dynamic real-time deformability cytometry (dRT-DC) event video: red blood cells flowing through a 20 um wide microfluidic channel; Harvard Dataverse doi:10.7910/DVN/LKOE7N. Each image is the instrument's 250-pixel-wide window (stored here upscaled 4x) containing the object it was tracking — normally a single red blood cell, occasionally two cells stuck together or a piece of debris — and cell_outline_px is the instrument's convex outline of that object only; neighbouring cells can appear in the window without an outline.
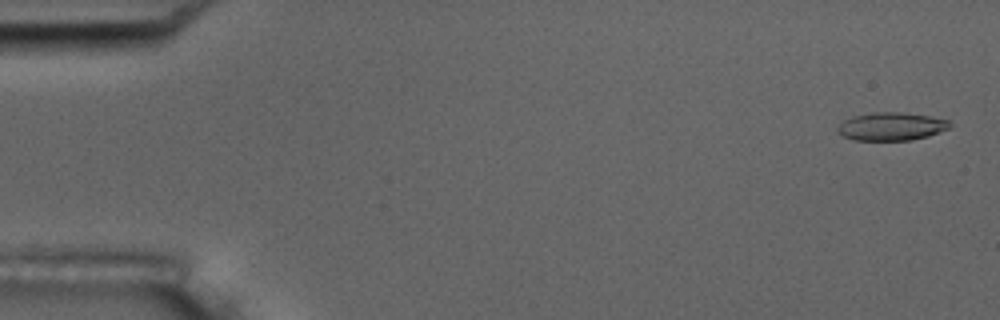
{"species": "common noctule bat (a hibernating species)", "species_latin": "Nyctalus noctula", "temperature_condition": "room temperature", "stored_images_in_passage": 5, "camera_frame_rate_fps": 3000, "um_per_image_px": 0.085, "animal": {"sex": "male", "body_mass_g": 17.5, "forearm_length_mm": 52.3}, "frame": {"image": 1, "passage_image": 1, "time_ms": 0.0, "image_size_px": [1000, 320], "cell_outline_px": [[952, 128], [928, 136], [912, 140], [852, 140], [836, 132], [836, 128], [844, 120], [852, 116], [872, 112], [900, 112], [932, 116], [948, 120], [952, 124]], "centroid_in_image_um": [75.78, 10.74], "position_along_channel_um": 9.2, "area_um2": 18.61}}
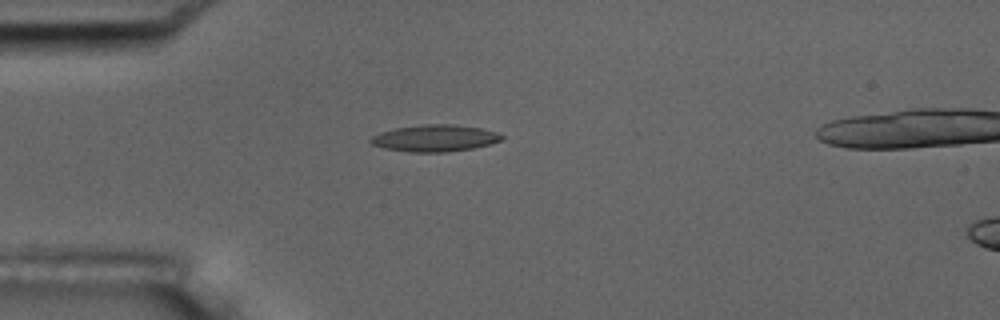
{"frame": {"image": 2, "passage_image": 4, "time_ms": 4.333, "image_size_px": [1000, 320], "cell_outline_px": [[504, 140], [472, 148], [448, 152], [408, 152], [384, 148], [372, 144], [368, 140], [372, 136], [380, 132], [396, 128], [424, 124], [456, 124], [480, 128], [496, 132], [504, 136]], "centroid_in_image_um": [36.96, 11.74], "position_along_channel_um": 48.0, "area_um2": 20.46}}